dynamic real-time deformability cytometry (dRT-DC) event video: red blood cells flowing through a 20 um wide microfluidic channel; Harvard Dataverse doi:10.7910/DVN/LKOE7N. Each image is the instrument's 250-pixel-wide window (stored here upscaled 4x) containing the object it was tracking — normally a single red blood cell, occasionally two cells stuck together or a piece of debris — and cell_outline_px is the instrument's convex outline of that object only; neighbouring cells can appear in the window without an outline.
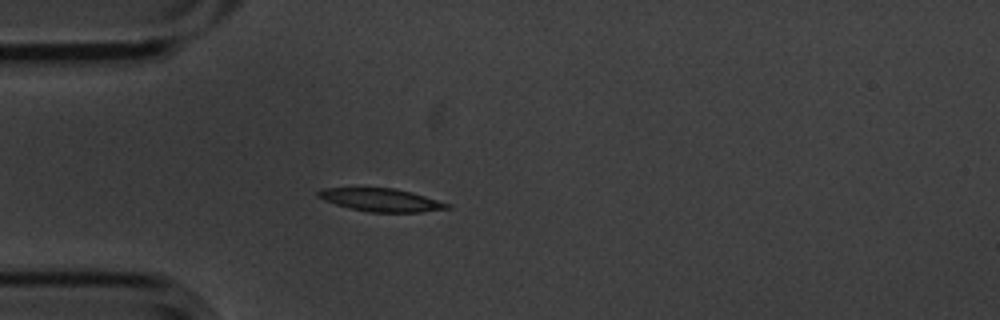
{"species": "common noctule bat (a hibernating species)", "species_latin": "Nyctalus noctula", "temperature_condition": "cold", "stored_images_in_passage": 5, "camera_frame_rate_fps": 3000, "um_per_image_px": 0.085, "animal": {"sex": "male", "body_mass_g": 20.1, "forearm_length_mm": 53.5}, "frame": {"image": 1, "passage_image": 5, "time_ms": 1.333, "image_size_px": [1000, 320], "cell_outline_px": [[452, 208], [420, 212], [372, 212], [348, 208], [324, 200], [316, 196], [316, 192], [320, 188], [396, 188], [412, 192], [452, 204]], "centroid_in_image_um": [32.41, 16.99], "position_along_channel_um": 52.6, "area_um2": 17.4}}